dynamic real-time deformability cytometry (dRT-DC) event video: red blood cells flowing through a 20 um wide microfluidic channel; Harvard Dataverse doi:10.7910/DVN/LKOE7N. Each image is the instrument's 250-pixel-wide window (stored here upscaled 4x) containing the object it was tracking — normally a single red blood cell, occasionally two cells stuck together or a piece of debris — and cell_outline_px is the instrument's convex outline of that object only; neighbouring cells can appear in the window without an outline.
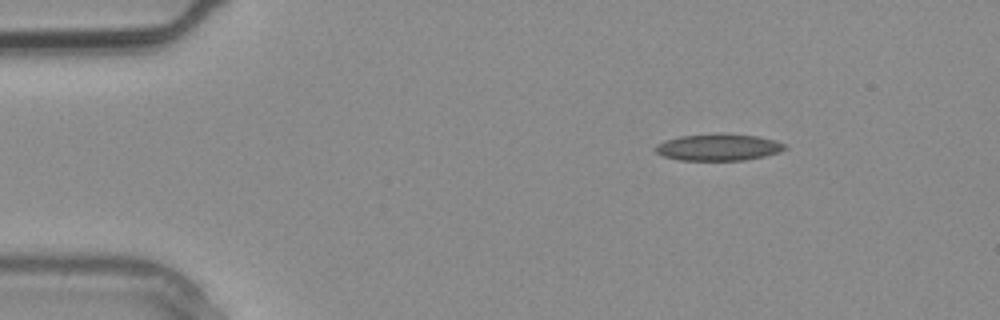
{"species": "common noctule bat (a hibernating species)", "species_latin": "Nyctalus noctula", "temperature_condition": "warm", "stored_images_in_passage": 3, "camera_frame_rate_fps": 3000, "um_per_image_px": 0.085, "animal": {"sex": "male", "body_mass_g": 20.4}, "frame": {"image": 1, "passage_image": 1, "time_ms": 0.0, "image_size_px": [1000, 320], "cell_outline_px": [[788, 148], [780, 152], [764, 156], [744, 160], [680, 160], [664, 156], [656, 152], [652, 148], [656, 144], [664, 140], [680, 136], [716, 132], [724, 132], [756, 136], [776, 140], [784, 144]], "centroid_in_image_um": [61.05, 12.49], "position_along_channel_um": 24.0, "area_um2": 20.58}}